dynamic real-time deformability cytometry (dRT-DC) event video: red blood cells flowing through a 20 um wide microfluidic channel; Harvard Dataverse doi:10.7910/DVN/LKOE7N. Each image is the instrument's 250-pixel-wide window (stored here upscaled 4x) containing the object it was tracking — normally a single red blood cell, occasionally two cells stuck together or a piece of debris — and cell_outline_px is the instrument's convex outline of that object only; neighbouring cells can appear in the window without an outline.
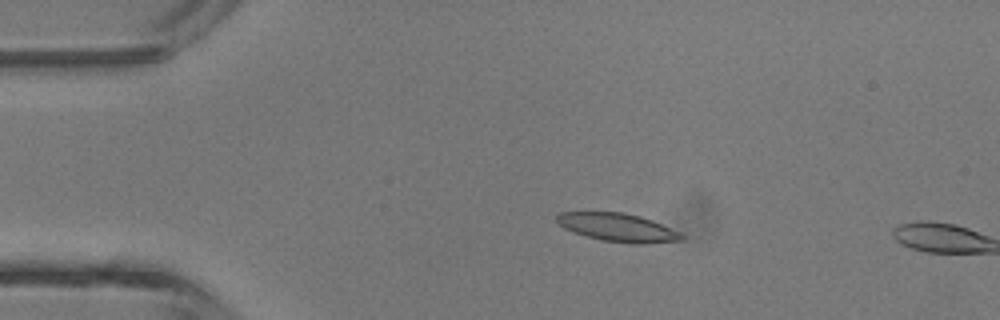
{"species": "common noctule bat (a hibernating species)", "species_latin": "Nyctalus noctula", "temperature_condition": "room temperature", "stored_images_in_passage": 4, "camera_frame_rate_fps": 3000, "um_per_image_px": 0.085, "animal": {"sex": "male", "body_mass_g": 13.3}, "frame": {"image": 1, "passage_image": 3, "time_ms": 2.333, "image_size_px": [1000, 320], "cell_outline_px": [[684, 240], [640, 244], [632, 244], [600, 240], [572, 232], [564, 228], [556, 220], [556, 216], [560, 212], [620, 212], [640, 216], [652, 220], [680, 232], [684, 236]], "centroid_in_image_um": [52.51, 19.34], "position_along_channel_um": 32.5, "area_um2": 20.58}}